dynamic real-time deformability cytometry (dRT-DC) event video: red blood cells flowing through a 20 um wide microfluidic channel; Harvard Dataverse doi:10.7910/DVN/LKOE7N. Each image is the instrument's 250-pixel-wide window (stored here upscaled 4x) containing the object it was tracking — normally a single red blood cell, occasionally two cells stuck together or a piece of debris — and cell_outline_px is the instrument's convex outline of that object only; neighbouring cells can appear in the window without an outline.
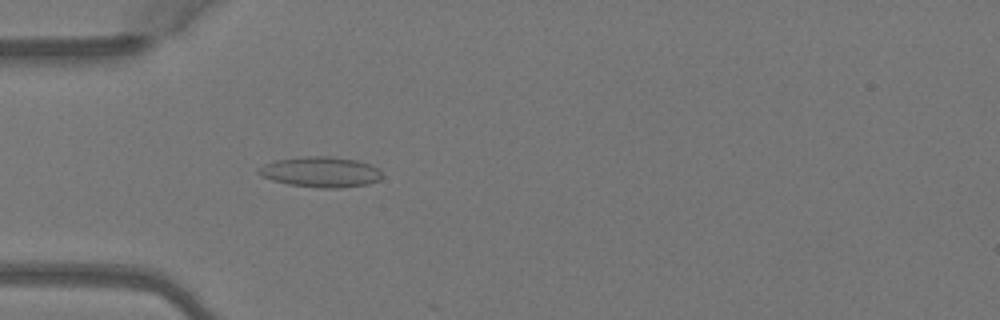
{"species": "Egyptian fruit bat (a non-hibernating species)", "species_latin": "Rousettus aegyptiacus", "temperature_condition": "warm", "stored_images_in_passage": 3, "camera_frame_rate_fps": 3000, "um_per_image_px": 0.085, "animal": {"sex": "female"}, "frame": {"image": 1, "passage_image": 3, "time_ms": 0.667, "image_size_px": [1000, 320], "cell_outline_px": [[384, 176], [380, 180], [368, 184], [340, 188], [320, 188], [288, 184], [272, 180], [256, 172], [264, 164], [276, 160], [304, 156], [328, 156], [356, 160], [368, 164], [376, 168]], "centroid_in_image_um": [27.27, 14.62], "position_along_channel_um": 57.7, "area_um2": 21.79}}